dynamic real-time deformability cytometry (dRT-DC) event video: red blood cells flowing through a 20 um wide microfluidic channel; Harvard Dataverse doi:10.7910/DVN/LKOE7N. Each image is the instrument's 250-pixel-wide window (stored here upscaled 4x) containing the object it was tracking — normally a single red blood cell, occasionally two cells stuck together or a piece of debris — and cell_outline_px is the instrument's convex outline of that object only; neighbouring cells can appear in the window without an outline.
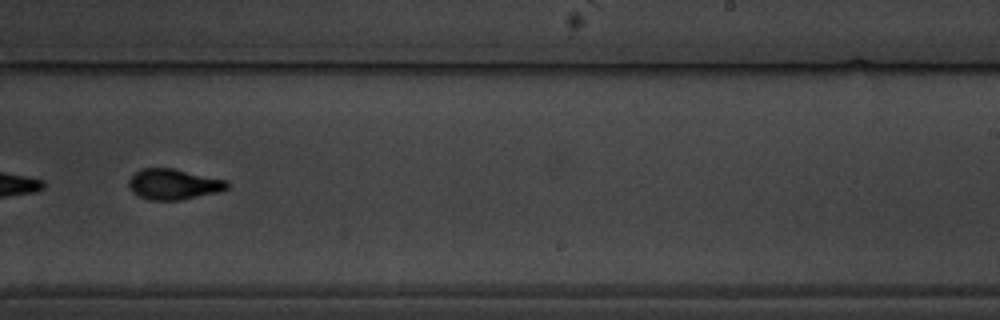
{"species": "common noctule bat (a hibernating species)", "species_latin": "Nyctalus noctula", "temperature_condition": "warm", "stored_images_in_passage": 15, "camera_frame_rate_fps": 3000, "um_per_image_px": 0.085, "animal": {"sex": "male", "body_mass_g": 19.5, "forearm_length_mm": 54.6}, "frame": {"image": 1, "passage_image": 9, "time_ms": 9.333, "image_size_px": [1000, 320], "cell_outline_px": [[228, 188], [220, 192], [180, 200], [148, 200], [132, 192], [128, 188], [128, 180], [140, 168], [172, 168], [228, 180]], "centroid_in_image_um": [14.75, 15.66], "position_along_channel_um": 274.3, "area_um2": 17.69}}
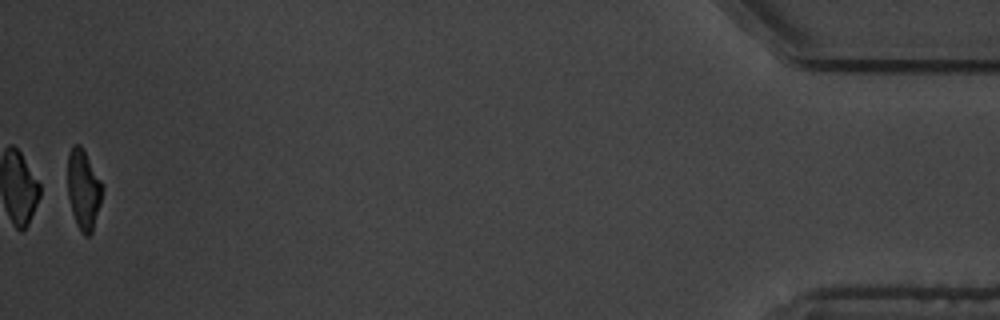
{"frame": {"image": 2, "passage_image": 15, "time_ms": 16.333, "image_size_px": [1000, 320], "cell_outline_px": [[104, 188], [100, 204], [92, 232], [88, 236], [84, 236], [80, 232], [76, 224], [72, 212], [68, 196], [68, 152], [72, 144], [80, 144], [84, 148]], "centroid_in_image_um": [7.09, 16.09], "position_along_channel_um": 428.1, "area_um2": 16.3}, "authors_computed_cell_mechanics": {"area_um2": 17.6868, "velocity_mm_per_s": 3.4077, "shape_relaxation_time_tau1_ms": 2.5274, "shape_relaxation_time_tau2_ms": 1.1216, "deformation_change_tau1": 0.1399, "deformation_change_tau2": 0.0496}}